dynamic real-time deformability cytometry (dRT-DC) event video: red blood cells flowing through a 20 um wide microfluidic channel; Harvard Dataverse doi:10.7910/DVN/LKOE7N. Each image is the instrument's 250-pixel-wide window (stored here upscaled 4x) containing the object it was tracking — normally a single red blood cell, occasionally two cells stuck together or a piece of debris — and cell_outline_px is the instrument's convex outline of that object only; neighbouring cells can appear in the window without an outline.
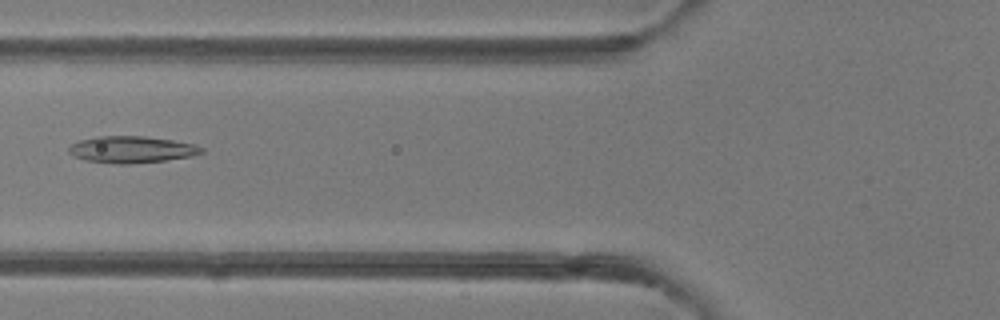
{"species": "common noctule bat (a hibernating species)", "species_latin": "Nyctalus noctula", "temperature_condition": "room temperature", "stored_images_in_passage": 48, "camera_frame_rate_fps": 3000, "um_per_image_px": 0.085, "animal": {"sex": "female"}, "frame": {"image": 1, "passage_image": 19, "time_ms": 6.0, "image_size_px": [1000, 320], "cell_outline_px": [[204, 152], [192, 156], [164, 160], [128, 164], [120, 164], [84, 160], [72, 156], [68, 152], [68, 148], [72, 144], [80, 140], [96, 136], [144, 136], [172, 140], [196, 144], [204, 148]], "centroid_in_image_um": [11.18, 12.7], "position_along_channel_um": 114.6, "area_um2": 20.69}}
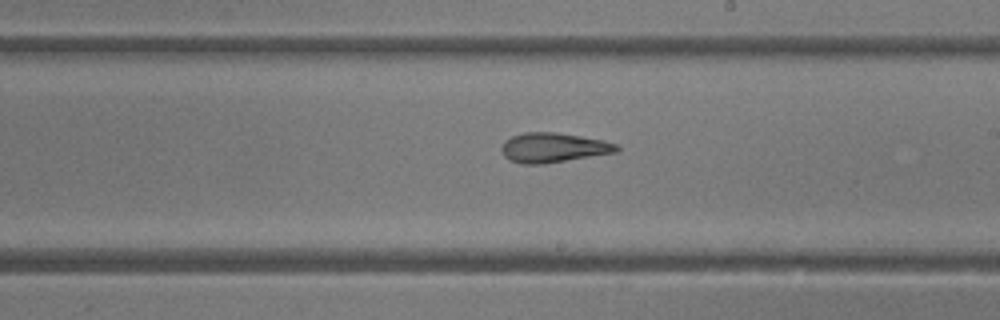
{"frame": {"image": 2, "passage_image": 28, "time_ms": 9.0, "image_size_px": [1000, 320], "cell_outline_px": [[620, 148], [616, 152], [544, 164], [520, 164], [508, 160], [504, 156], [500, 148], [504, 140], [512, 136], [524, 132], [556, 132], [604, 140], [616, 144]], "centroid_in_image_um": [46.98, 12.55], "position_along_channel_um": 242.0, "area_um2": 20.0}}
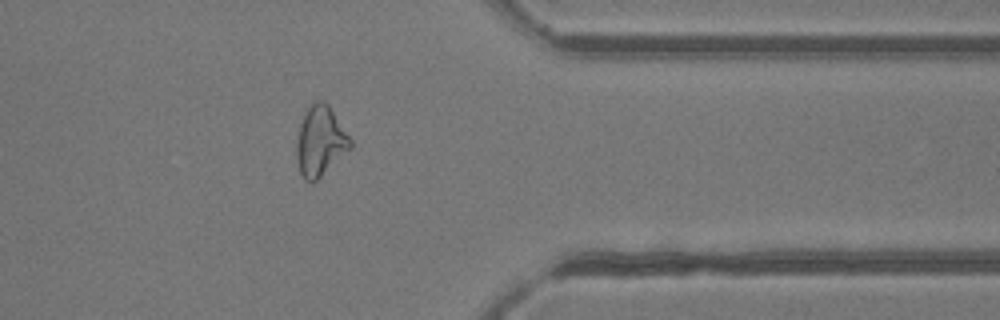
{"frame": {"image": 3, "passage_image": 39, "time_ms": 12.667, "image_size_px": [1000, 320], "cell_outline_px": [[352, 148], [312, 184], [304, 180], [300, 172], [296, 156], [296, 140], [300, 124], [304, 112], [316, 100], [324, 100], [328, 104], [352, 140]], "centroid_in_image_um": [27.22, 12.01], "position_along_channel_um": 384.2, "area_um2": 22.02}, "authors_computed_cell_mechanics": {"area_um2": 22.0796, "velocity_mm_per_s": 4.2385, "shape_relaxation_time_tau1_ms": null, "shape_relaxation_time_tau2_ms": 3.4668, "deformation_change_tau1": null, "deformation_change_tau2": 0.1413}}